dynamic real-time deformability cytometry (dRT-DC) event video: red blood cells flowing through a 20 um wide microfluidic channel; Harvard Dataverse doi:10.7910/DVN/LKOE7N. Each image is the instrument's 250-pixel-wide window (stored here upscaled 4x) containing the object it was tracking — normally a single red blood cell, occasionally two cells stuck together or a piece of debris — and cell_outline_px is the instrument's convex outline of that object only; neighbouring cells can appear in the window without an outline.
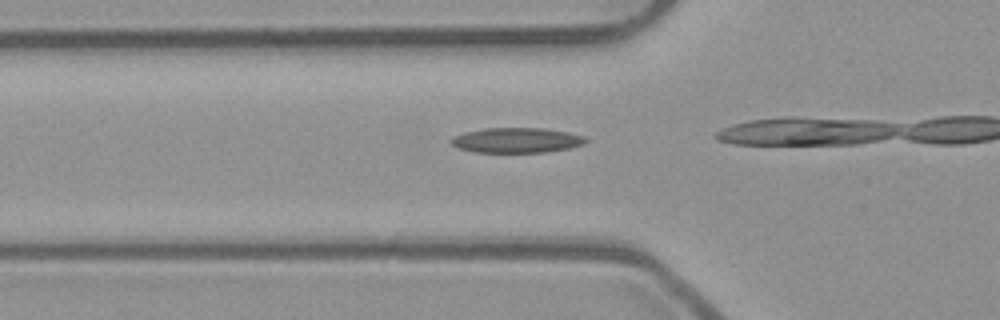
{"species": "common noctule bat (a hibernating species)", "species_latin": "Nyctalus noctula", "temperature_condition": "room temperature", "stored_images_in_passage": 16, "camera_frame_rate_fps": 3000, "um_per_image_px": 0.085, "animal": {"sex": "male", "body_mass_g": 23.1, "forearm_length_mm": 52.7}, "frame": {"image": 1, "passage_image": 14, "time_ms": 4.333, "image_size_px": [1000, 320], "cell_outline_px": [[588, 140], [584, 144], [568, 148], [544, 152], [476, 152], [460, 148], [452, 144], [448, 140], [452, 136], [464, 132], [484, 128], [544, 128], [568, 132], [584, 136]], "centroid_in_image_um": [43.89, 11.91], "position_along_channel_um": 81.9, "area_um2": 19.65}}